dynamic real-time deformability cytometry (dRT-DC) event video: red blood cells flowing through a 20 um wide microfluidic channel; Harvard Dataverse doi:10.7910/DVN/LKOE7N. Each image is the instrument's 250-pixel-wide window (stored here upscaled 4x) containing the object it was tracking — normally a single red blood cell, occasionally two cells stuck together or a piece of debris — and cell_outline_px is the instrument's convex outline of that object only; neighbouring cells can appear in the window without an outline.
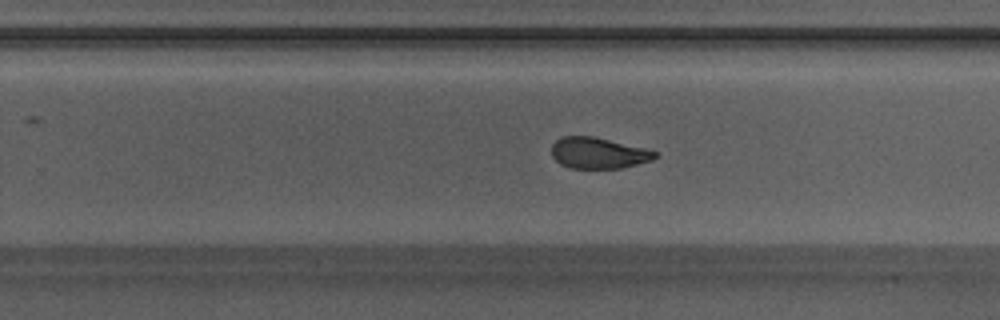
{"species": "Egyptian fruit bat (a non-hibernating species)", "species_latin": "Rousettus aegyptiacus", "temperature_condition": "warm", "stored_images_in_passage": 45, "camera_frame_rate_fps": 3000, "um_per_image_px": 0.085, "animal": {"sex": "male"}, "frame": {"image": 1, "passage_image": 26, "time_ms": 8.333, "image_size_px": [1000, 320], "cell_outline_px": [[660, 156], [652, 160], [620, 168], [572, 168], [560, 164], [552, 156], [552, 144], [560, 136], [592, 136], [644, 148], [656, 152]], "centroid_in_image_um": [50.84, 13.0], "position_along_channel_um": 279.0, "area_um2": 18.61}}